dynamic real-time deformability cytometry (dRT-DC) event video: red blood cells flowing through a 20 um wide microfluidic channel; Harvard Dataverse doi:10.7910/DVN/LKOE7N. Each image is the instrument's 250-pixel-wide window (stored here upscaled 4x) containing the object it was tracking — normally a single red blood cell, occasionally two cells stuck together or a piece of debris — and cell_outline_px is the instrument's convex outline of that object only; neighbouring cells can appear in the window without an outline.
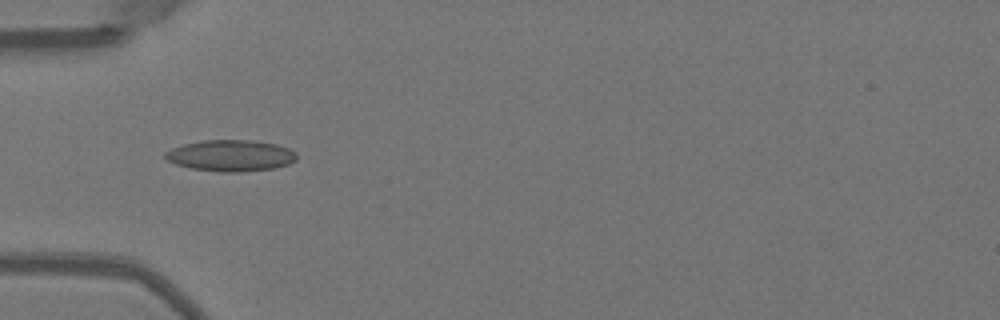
{"species": "Egyptian fruit bat (a non-hibernating species)", "species_latin": "Rousettus aegyptiacus", "temperature_condition": "warm", "stored_images_in_passage": 8, "camera_frame_rate_fps": 3000, "um_per_image_px": 0.085, "animal": {"sex": "female"}, "frame": {"image": 1, "passage_image": 3, "time_ms": 0.667, "image_size_px": [1000, 320], "cell_outline_px": [[296, 160], [288, 164], [272, 168], [236, 172], [220, 172], [192, 168], [176, 164], [168, 160], [164, 156], [164, 152], [172, 148], [184, 144], [204, 140], [252, 140], [276, 144], [288, 148], [296, 152]], "centroid_in_image_um": [19.6, 13.22], "position_along_channel_um": 65.4, "area_um2": 23.81}}
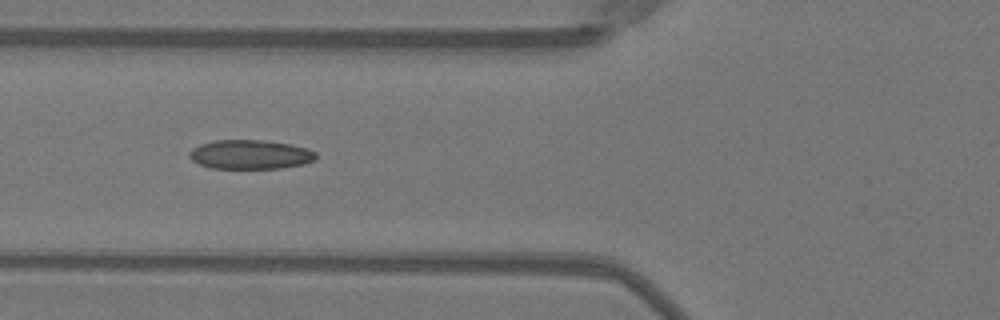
{"frame": {"image": 2, "passage_image": 6, "time_ms": 1.667, "image_size_px": [1000, 320], "cell_outline_px": [[316, 160], [300, 164], [280, 168], [208, 168], [192, 160], [188, 156], [188, 152], [192, 148], [200, 144], [216, 140], [260, 140], [288, 144], [308, 148], [316, 152]], "centroid_in_image_um": [21.24, 13.13], "position_along_channel_um": 104.6, "area_um2": 21.44}}